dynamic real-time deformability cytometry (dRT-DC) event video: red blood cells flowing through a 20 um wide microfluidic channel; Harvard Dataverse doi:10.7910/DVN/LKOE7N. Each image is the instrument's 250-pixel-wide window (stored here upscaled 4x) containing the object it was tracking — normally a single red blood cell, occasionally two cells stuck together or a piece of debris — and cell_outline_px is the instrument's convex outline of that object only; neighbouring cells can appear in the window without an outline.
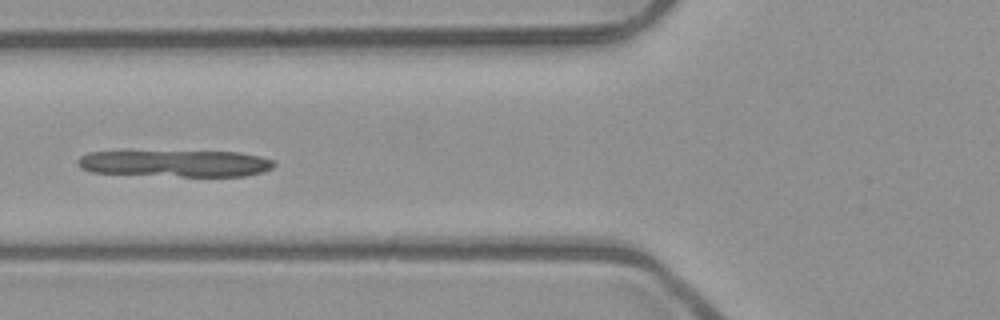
{"species": "common noctule bat (a hibernating species)", "species_latin": "Nyctalus noctula", "temperature_condition": "room temperature", "stored_images_in_passage": 5, "camera_frame_rate_fps": 3000, "um_per_image_px": 0.085, "animal": {"sex": "male", "body_mass_g": 23.1, "forearm_length_mm": 52.7}, "frame": {"image": 1, "passage_image": 5, "time_ms": 1.333, "image_size_px": [1000, 320], "cell_outline_px": [[276, 164], [272, 168], [264, 172], [244, 176], [180, 176], [92, 172], [80, 168], [76, 160], [80, 156], [88, 152], [240, 152], [260, 156], [272, 160]], "centroid_in_image_um": [14.95, 13.9], "position_along_channel_um": 110.8, "area_um2": 30.23}}